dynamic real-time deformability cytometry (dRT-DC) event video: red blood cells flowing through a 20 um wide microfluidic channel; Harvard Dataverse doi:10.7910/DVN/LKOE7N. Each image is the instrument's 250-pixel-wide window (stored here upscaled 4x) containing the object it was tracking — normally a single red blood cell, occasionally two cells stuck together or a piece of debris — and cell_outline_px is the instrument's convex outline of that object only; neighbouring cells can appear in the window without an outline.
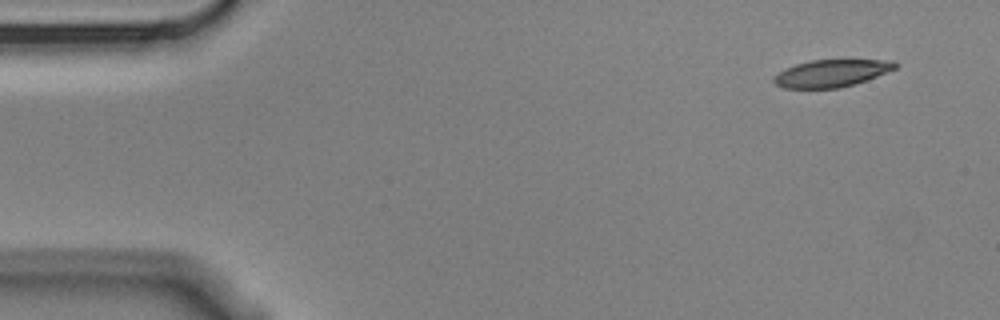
{"species": "Egyptian fruit bat (a non-hibernating species)", "species_latin": "Rousettus aegyptiacus", "temperature_condition": "cold", "stored_images_in_passage": 5, "camera_frame_rate_fps": 3000, "um_per_image_px": 0.085, "animal": {"sex": "male"}, "frame": {"image": 1, "passage_image": 1, "time_ms": 0.0, "image_size_px": [1000, 320], "cell_outline_px": [[900, 64], [896, 68], [868, 80], [840, 88], [784, 88], [776, 84], [772, 80], [784, 68], [796, 64], [812, 60], [892, 60]], "centroid_in_image_um": [70.71, 6.22], "position_along_channel_um": 14.3, "area_um2": 19.25}}
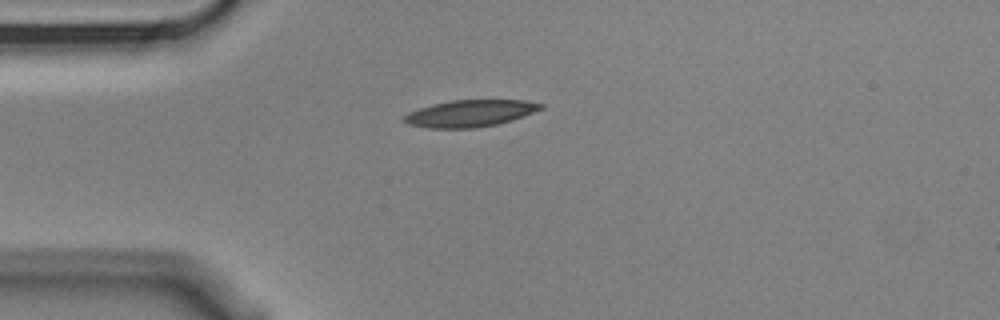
{"frame": {"image": 2, "passage_image": 4, "time_ms": 1.0, "image_size_px": [1000, 320], "cell_outline_px": [[544, 108], [512, 120], [496, 124], [472, 128], [428, 128], [408, 124], [400, 120], [408, 112], [432, 104], [452, 100], [524, 100], [544, 104]], "centroid_in_image_um": [39.93, 9.63], "position_along_channel_um": 45.1, "area_um2": 21.33}}
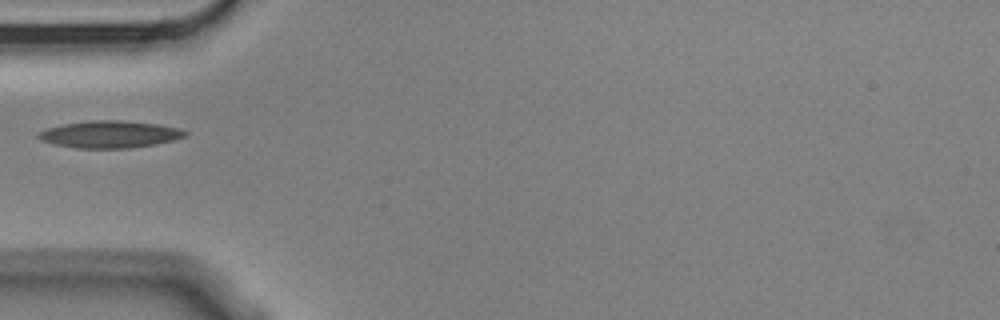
{"frame": {"image": 3, "passage_image": 5, "time_ms": 1.333, "image_size_px": [1000, 320], "cell_outline_px": [[188, 132], [184, 136], [172, 140], [156, 144], [128, 148], [76, 148], [52, 144], [40, 140], [36, 136], [36, 132], [48, 128], [64, 124], [88, 120], [120, 120], [156, 124], [180, 128]], "centroid_in_image_um": [9.27, 11.42], "position_along_channel_um": 75.7, "area_um2": 23.18}}